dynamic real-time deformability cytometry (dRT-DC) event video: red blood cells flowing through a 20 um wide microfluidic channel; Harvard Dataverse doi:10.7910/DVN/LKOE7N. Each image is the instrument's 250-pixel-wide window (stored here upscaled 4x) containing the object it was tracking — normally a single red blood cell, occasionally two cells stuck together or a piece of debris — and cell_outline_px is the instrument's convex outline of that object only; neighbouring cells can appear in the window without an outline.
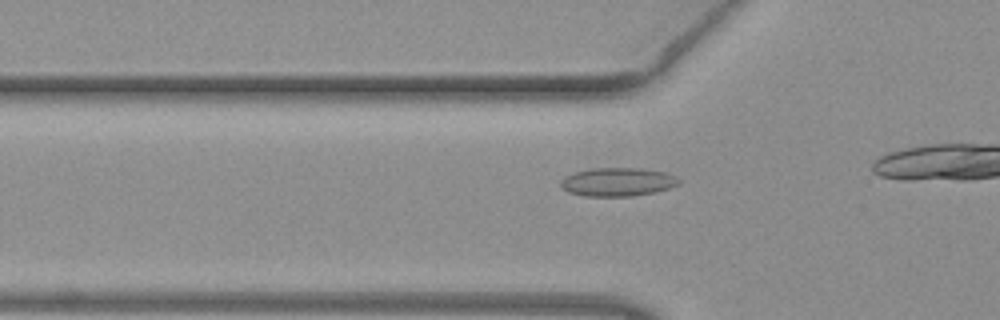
{"species": "common noctule bat (a hibernating species)", "species_latin": "Nyctalus noctula", "temperature_condition": "warm", "stored_images_in_passage": 18, "camera_frame_rate_fps": 3000, "um_per_image_px": 0.085, "animal": {"sex": "female", "body_mass_g": 19.3, "forearm_length_mm": 54.1}, "frame": {"image": 1, "passage_image": 13, "time_ms": 4.0, "image_size_px": [1000, 320], "cell_outline_px": [[680, 184], [668, 188], [652, 192], [632, 196], [584, 196], [568, 192], [560, 188], [560, 180], [564, 176], [576, 172], [592, 168], [640, 168], [664, 172], [676, 176], [680, 180]], "centroid_in_image_um": [52.46, 15.46], "position_along_channel_um": 73.3, "area_um2": 19.65}}
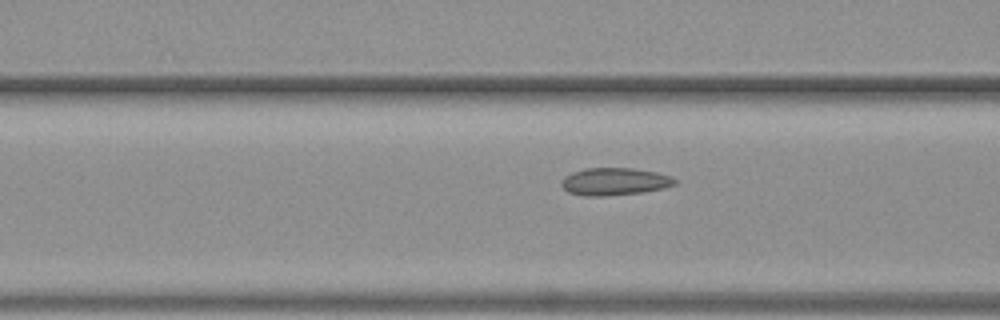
{"frame": {"image": 2, "passage_image": 16, "time_ms": 5.0, "image_size_px": [1000, 320], "cell_outline_px": [[676, 184], [664, 188], [644, 192], [604, 196], [584, 196], [568, 192], [560, 184], [560, 180], [564, 176], [572, 172], [584, 168], [632, 168], [656, 172], [672, 176], [676, 180]], "centroid_in_image_um": [52.22, 15.43], "position_along_channel_um": 114.4, "area_um2": 18.32}}